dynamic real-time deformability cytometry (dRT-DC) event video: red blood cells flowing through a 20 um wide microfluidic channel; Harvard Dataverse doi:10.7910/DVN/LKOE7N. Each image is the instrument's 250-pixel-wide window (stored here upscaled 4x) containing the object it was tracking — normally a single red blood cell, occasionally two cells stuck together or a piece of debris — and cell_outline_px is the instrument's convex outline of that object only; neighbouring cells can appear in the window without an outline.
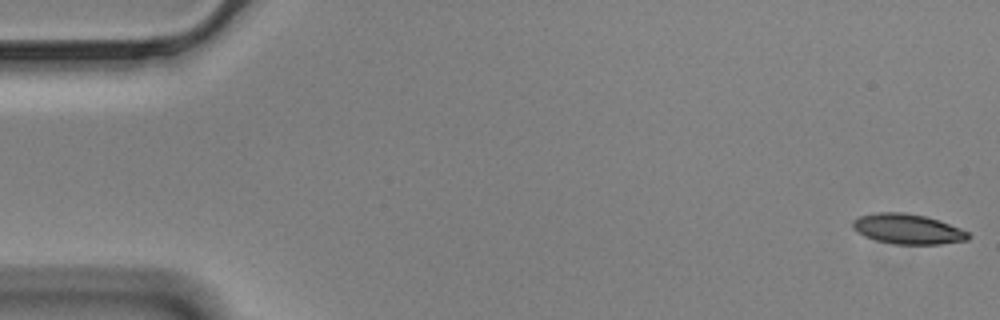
{"species": "Egyptian fruit bat (a non-hibernating species)", "species_latin": "Rousettus aegyptiacus", "temperature_condition": "cold", "stored_images_in_passage": 17, "camera_frame_rate_fps": 3000, "um_per_image_px": 0.085, "animal": {"sex": "male"}, "frame": {"image": 1, "passage_image": 1, "time_ms": 0.0, "image_size_px": [1000, 320], "cell_outline_px": [[968, 240], [940, 244], [892, 244], [876, 240], [864, 236], [852, 228], [852, 220], [860, 216], [876, 212], [904, 212], [924, 216], [960, 228], [968, 232]], "centroid_in_image_um": [77.1, 19.47], "position_along_channel_um": 7.9, "area_um2": 20.11}}
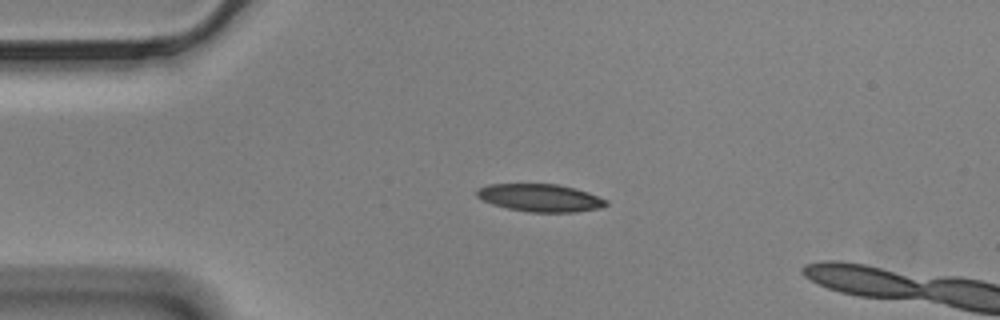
{"frame": {"image": 2, "passage_image": 13, "time_ms": 4.0, "image_size_px": [1000, 320], "cell_outline_px": [[608, 204], [600, 208], [576, 212], [528, 212], [508, 208], [492, 204], [476, 196], [476, 192], [480, 188], [488, 184], [556, 184], [576, 188], [588, 192], [608, 200]], "centroid_in_image_um": [45.95, 16.81], "position_along_channel_um": 39.1, "area_um2": 20.81}}